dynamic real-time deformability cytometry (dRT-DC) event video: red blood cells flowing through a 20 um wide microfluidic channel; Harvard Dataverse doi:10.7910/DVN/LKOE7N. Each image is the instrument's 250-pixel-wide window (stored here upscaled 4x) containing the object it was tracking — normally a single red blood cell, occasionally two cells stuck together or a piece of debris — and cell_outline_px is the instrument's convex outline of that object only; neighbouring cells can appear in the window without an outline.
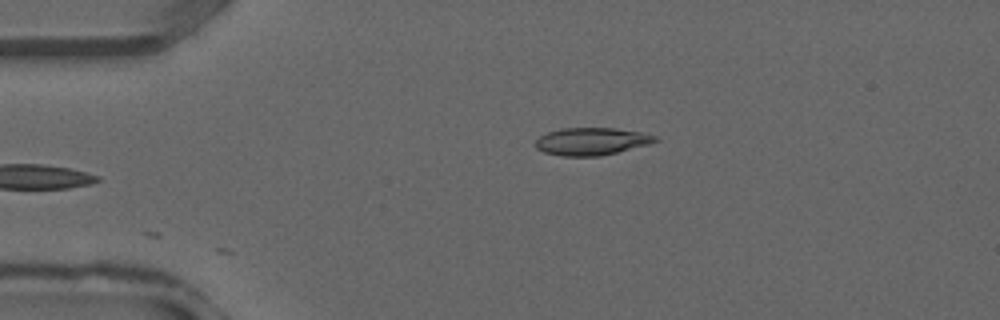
{"species": "common noctule bat (a hibernating species)", "species_latin": "Nyctalus noctula", "temperature_condition": "warm", "stored_images_in_passage": 10, "camera_frame_rate_fps": 3000, "um_per_image_px": 0.085, "animal": {"sex": "male", "forearm_length_mm": 52.5}, "frame": {"image": 1, "passage_image": 1, "time_ms": 0.0, "image_size_px": [1000, 320], "cell_outline_px": [[660, 140], [648, 144], [600, 156], [560, 156], [544, 152], [536, 148], [536, 140], [540, 136], [548, 132], [560, 128], [616, 128], [640, 132], [656, 136]], "centroid_in_image_um": [50.26, 12.01], "position_along_channel_um": 34.7, "area_um2": 19.07}}
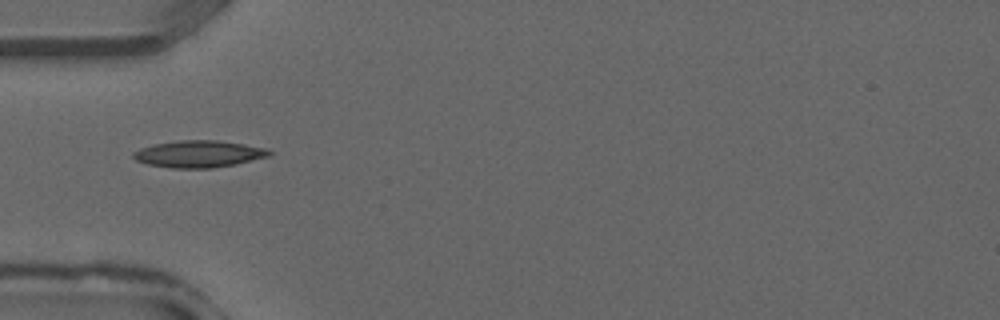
{"frame": {"image": 2, "passage_image": 5, "time_ms": 1.333, "image_size_px": [1000, 320], "cell_outline_px": [[272, 152], [268, 156], [236, 164], [212, 168], [172, 168], [148, 164], [136, 160], [132, 156], [132, 152], [140, 148], [152, 144], [180, 140], [216, 140], [244, 144], [268, 148]], "centroid_in_image_um": [16.88, 13.08], "position_along_channel_um": 68.1, "area_um2": 21.33}}
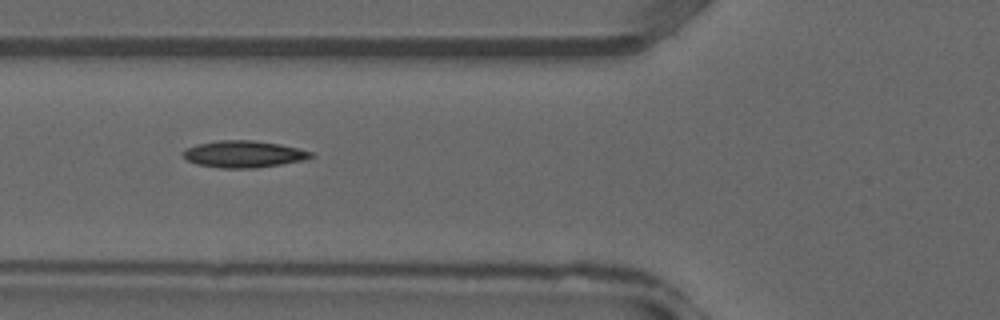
{"frame": {"image": 3, "passage_image": 7, "time_ms": 2.0, "image_size_px": [1000, 320], "cell_outline_px": [[316, 156], [304, 160], [256, 168], [220, 168], [196, 164], [188, 160], [180, 152], [184, 148], [196, 144], [220, 140], [252, 140], [280, 144], [312, 152]], "centroid_in_image_um": [20.68, 13.1], "position_along_channel_um": 105.1, "area_um2": 20.06}}